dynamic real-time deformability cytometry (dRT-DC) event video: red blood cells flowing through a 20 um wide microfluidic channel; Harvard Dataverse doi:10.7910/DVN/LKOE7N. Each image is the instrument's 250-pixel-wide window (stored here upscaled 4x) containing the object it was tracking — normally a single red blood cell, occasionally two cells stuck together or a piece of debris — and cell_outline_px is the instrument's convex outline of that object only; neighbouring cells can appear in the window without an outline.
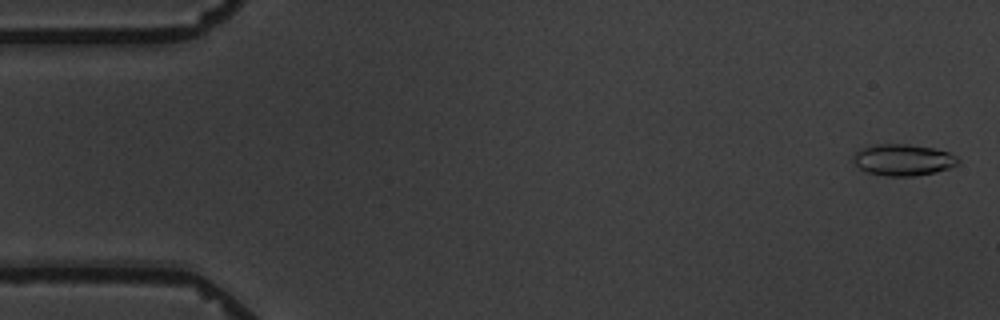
{"species": "common noctule bat (a hibernating species)", "species_latin": "Nyctalus noctula", "temperature_condition": "warm", "stored_images_in_passage": 4, "camera_frame_rate_fps": 3000, "um_per_image_px": 0.085, "animal": {"sex": "male", "body_mass_g": 19.5, "forearm_length_mm": 54.6}, "frame": {"image": 1, "passage_image": 1, "time_ms": 0.0, "image_size_px": [1000, 320], "cell_outline_px": [[960, 164], [936, 172], [916, 176], [888, 176], [868, 172], [860, 168], [852, 160], [852, 156], [856, 152], [864, 148], [876, 144], [912, 144], [932, 148], [948, 152], [956, 156], [960, 160]], "centroid_in_image_um": [76.79, 13.59], "position_along_channel_um": 8.2, "area_um2": 19.19}}